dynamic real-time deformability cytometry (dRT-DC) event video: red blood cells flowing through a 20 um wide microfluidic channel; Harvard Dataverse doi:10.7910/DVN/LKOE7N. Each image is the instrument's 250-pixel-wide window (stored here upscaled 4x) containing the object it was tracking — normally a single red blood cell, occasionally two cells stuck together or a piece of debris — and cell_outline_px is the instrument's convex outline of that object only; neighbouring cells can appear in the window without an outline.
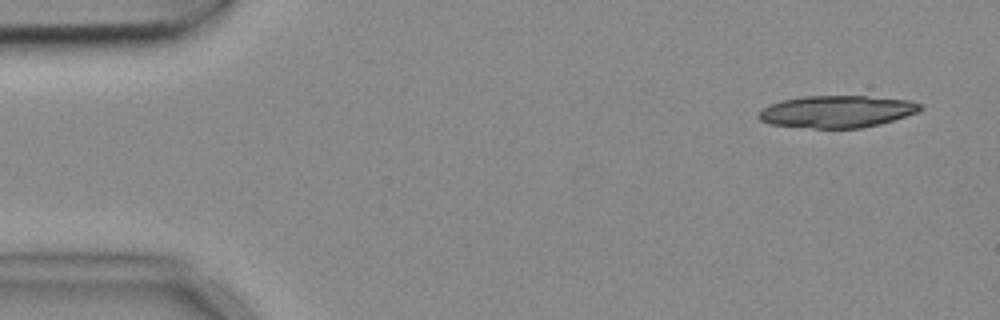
{"species": "common noctule bat (a hibernating species)", "species_latin": "Nyctalus noctula", "temperature_condition": "cold", "stored_images_in_passage": 4, "camera_frame_rate_fps": 3000, "um_per_image_px": 0.085, "animal": {"sex": "female", "body_mass_g": 18.4}, "frame": {"image": 1, "passage_image": 1, "time_ms": 0.0, "image_size_px": [1000, 320], "cell_outline_px": [[924, 108], [916, 112], [880, 124], [860, 128], [812, 128], [768, 124], [760, 120], [756, 116], [764, 108], [780, 100], [804, 96], [864, 96], [908, 100], [920, 104]], "centroid_in_image_um": [71.1, 9.48], "position_along_channel_um": 13.9, "area_um2": 30.0}}